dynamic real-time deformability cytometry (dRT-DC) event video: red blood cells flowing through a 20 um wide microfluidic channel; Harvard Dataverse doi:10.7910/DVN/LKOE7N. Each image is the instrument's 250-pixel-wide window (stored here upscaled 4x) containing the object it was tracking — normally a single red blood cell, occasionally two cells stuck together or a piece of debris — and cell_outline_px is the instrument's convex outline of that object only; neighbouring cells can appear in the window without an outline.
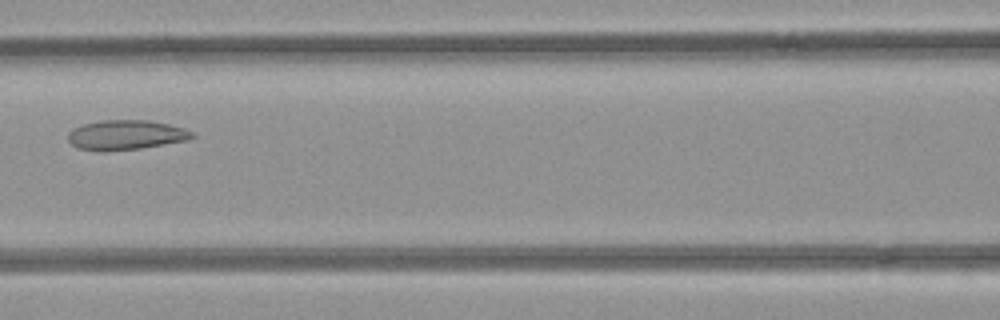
{"species": "common noctule bat (a hibernating species)", "species_latin": "Nyctalus noctula", "temperature_condition": "room temperature", "stored_images_in_passage": 7, "camera_frame_rate_fps": 3000, "um_per_image_px": 0.085, "animal": {"sex": "female", "body_mass_g": 21.9}, "frame": {"image": 1, "passage_image": 6, "time_ms": 1.667, "image_size_px": [1000, 320], "cell_outline_px": [[196, 136], [188, 140], [140, 148], [104, 152], [76, 148], [68, 140], [68, 132], [72, 128], [84, 124], [100, 120], [148, 120], [168, 124], [184, 128], [192, 132]], "centroid_in_image_um": [10.67, 11.47], "position_along_channel_um": 155.9, "area_um2": 21.62}}
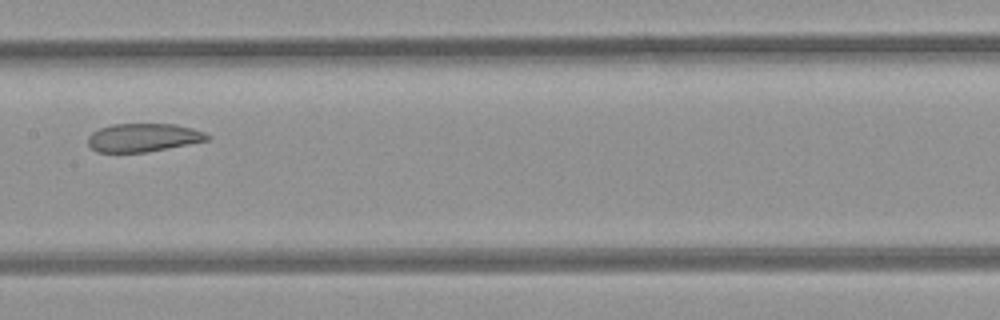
{"frame": {"image": 2, "passage_image": 7, "time_ms": 2.0, "image_size_px": [1000, 320], "cell_outline_px": [[212, 136], [208, 140], [144, 152], [96, 152], [88, 144], [88, 136], [92, 132], [100, 128], [112, 124], [176, 124], [192, 128], [204, 132]], "centroid_in_image_um": [12.16, 11.68], "position_along_channel_um": 195.2, "area_um2": 19.54}}